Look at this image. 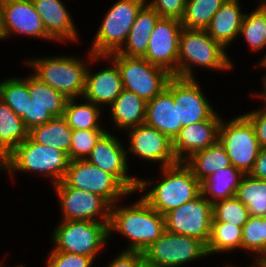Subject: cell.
I'll return each instance as SVG.
<instances>
[{
    "instance_id": "cell-1",
    "label": "cell",
    "mask_w": 266,
    "mask_h": 267,
    "mask_svg": "<svg viewBox=\"0 0 266 267\" xmlns=\"http://www.w3.org/2000/svg\"><path fill=\"white\" fill-rule=\"evenodd\" d=\"M135 197L134 202L124 204L126 197L111 206L109 241L118 233L128 244L121 250L143 252L165 232V220L138 193Z\"/></svg>"
},
{
    "instance_id": "cell-2",
    "label": "cell",
    "mask_w": 266,
    "mask_h": 267,
    "mask_svg": "<svg viewBox=\"0 0 266 267\" xmlns=\"http://www.w3.org/2000/svg\"><path fill=\"white\" fill-rule=\"evenodd\" d=\"M157 171L158 177L138 176L136 193L163 216L200 195V182L184 162Z\"/></svg>"
},
{
    "instance_id": "cell-3",
    "label": "cell",
    "mask_w": 266,
    "mask_h": 267,
    "mask_svg": "<svg viewBox=\"0 0 266 267\" xmlns=\"http://www.w3.org/2000/svg\"><path fill=\"white\" fill-rule=\"evenodd\" d=\"M87 51L85 58L83 55L59 53L28 57L26 60L23 57L21 63L28 70L31 69V74L40 82L53 87L67 99L82 98L90 60L95 56L91 51Z\"/></svg>"
},
{
    "instance_id": "cell-4",
    "label": "cell",
    "mask_w": 266,
    "mask_h": 267,
    "mask_svg": "<svg viewBox=\"0 0 266 267\" xmlns=\"http://www.w3.org/2000/svg\"><path fill=\"white\" fill-rule=\"evenodd\" d=\"M69 162L64 151L40 145L28 137L2 160L0 173H7L13 183L19 172L23 175L30 173L36 178L48 179L52 187L62 181Z\"/></svg>"
},
{
    "instance_id": "cell-5",
    "label": "cell",
    "mask_w": 266,
    "mask_h": 267,
    "mask_svg": "<svg viewBox=\"0 0 266 267\" xmlns=\"http://www.w3.org/2000/svg\"><path fill=\"white\" fill-rule=\"evenodd\" d=\"M228 53L206 30L183 28L179 36L177 77L196 79V69L200 67L214 74L233 72L236 65Z\"/></svg>"
},
{
    "instance_id": "cell-6",
    "label": "cell",
    "mask_w": 266,
    "mask_h": 267,
    "mask_svg": "<svg viewBox=\"0 0 266 267\" xmlns=\"http://www.w3.org/2000/svg\"><path fill=\"white\" fill-rule=\"evenodd\" d=\"M108 225L104 222L59 220L50 233V251L81 254L99 262L98 256L101 257L102 252L108 248Z\"/></svg>"
},
{
    "instance_id": "cell-7",
    "label": "cell",
    "mask_w": 266,
    "mask_h": 267,
    "mask_svg": "<svg viewBox=\"0 0 266 267\" xmlns=\"http://www.w3.org/2000/svg\"><path fill=\"white\" fill-rule=\"evenodd\" d=\"M145 4V0H115L105 15H102L100 26L87 49L95 56H108L118 52Z\"/></svg>"
},
{
    "instance_id": "cell-8",
    "label": "cell",
    "mask_w": 266,
    "mask_h": 267,
    "mask_svg": "<svg viewBox=\"0 0 266 267\" xmlns=\"http://www.w3.org/2000/svg\"><path fill=\"white\" fill-rule=\"evenodd\" d=\"M224 118L219 126L218 141L224 146L233 167L249 174L261 146L251 121L242 113Z\"/></svg>"
},
{
    "instance_id": "cell-9",
    "label": "cell",
    "mask_w": 266,
    "mask_h": 267,
    "mask_svg": "<svg viewBox=\"0 0 266 267\" xmlns=\"http://www.w3.org/2000/svg\"><path fill=\"white\" fill-rule=\"evenodd\" d=\"M108 57L119 69L123 89L134 92L146 102L160 94L172 77L166 69L151 64L144 57H128L117 52Z\"/></svg>"
},
{
    "instance_id": "cell-10",
    "label": "cell",
    "mask_w": 266,
    "mask_h": 267,
    "mask_svg": "<svg viewBox=\"0 0 266 267\" xmlns=\"http://www.w3.org/2000/svg\"><path fill=\"white\" fill-rule=\"evenodd\" d=\"M62 182L79 190L92 192L102 197L110 206L128 197L131 193L114 175L103 171L87 160H71Z\"/></svg>"
},
{
    "instance_id": "cell-11",
    "label": "cell",
    "mask_w": 266,
    "mask_h": 267,
    "mask_svg": "<svg viewBox=\"0 0 266 267\" xmlns=\"http://www.w3.org/2000/svg\"><path fill=\"white\" fill-rule=\"evenodd\" d=\"M142 253L147 262L159 267H188L193 262L199 263L209 257L207 245L203 241L168 231Z\"/></svg>"
},
{
    "instance_id": "cell-12",
    "label": "cell",
    "mask_w": 266,
    "mask_h": 267,
    "mask_svg": "<svg viewBox=\"0 0 266 267\" xmlns=\"http://www.w3.org/2000/svg\"><path fill=\"white\" fill-rule=\"evenodd\" d=\"M125 134V139L128 140L126 152L130 166L134 157L140 160L139 162L143 161V164H153L152 167L157 164L159 168L178 162L173 151V141L154 127L144 123L127 130L124 136ZM130 158L132 161H129Z\"/></svg>"
},
{
    "instance_id": "cell-13",
    "label": "cell",
    "mask_w": 266,
    "mask_h": 267,
    "mask_svg": "<svg viewBox=\"0 0 266 267\" xmlns=\"http://www.w3.org/2000/svg\"><path fill=\"white\" fill-rule=\"evenodd\" d=\"M0 28L5 41L22 36L58 44L46 32L31 0H0Z\"/></svg>"
},
{
    "instance_id": "cell-14",
    "label": "cell",
    "mask_w": 266,
    "mask_h": 267,
    "mask_svg": "<svg viewBox=\"0 0 266 267\" xmlns=\"http://www.w3.org/2000/svg\"><path fill=\"white\" fill-rule=\"evenodd\" d=\"M59 204L60 220L109 223L111 206L100 196L71 188L62 181L52 186Z\"/></svg>"
},
{
    "instance_id": "cell-15",
    "label": "cell",
    "mask_w": 266,
    "mask_h": 267,
    "mask_svg": "<svg viewBox=\"0 0 266 267\" xmlns=\"http://www.w3.org/2000/svg\"><path fill=\"white\" fill-rule=\"evenodd\" d=\"M124 141L120 139V135L107 130L86 160L114 175L131 193H135L138 189L139 177L131 173Z\"/></svg>"
},
{
    "instance_id": "cell-16",
    "label": "cell",
    "mask_w": 266,
    "mask_h": 267,
    "mask_svg": "<svg viewBox=\"0 0 266 267\" xmlns=\"http://www.w3.org/2000/svg\"><path fill=\"white\" fill-rule=\"evenodd\" d=\"M165 231L186 235L206 245L211 235L212 204L201 194L164 215Z\"/></svg>"
},
{
    "instance_id": "cell-17",
    "label": "cell",
    "mask_w": 266,
    "mask_h": 267,
    "mask_svg": "<svg viewBox=\"0 0 266 267\" xmlns=\"http://www.w3.org/2000/svg\"><path fill=\"white\" fill-rule=\"evenodd\" d=\"M198 78L173 76V99L177 106L178 134L180 129L210 119L217 111L209 101Z\"/></svg>"
},
{
    "instance_id": "cell-18",
    "label": "cell",
    "mask_w": 266,
    "mask_h": 267,
    "mask_svg": "<svg viewBox=\"0 0 266 267\" xmlns=\"http://www.w3.org/2000/svg\"><path fill=\"white\" fill-rule=\"evenodd\" d=\"M183 29L181 21L174 18H160L156 23L143 56L151 64L166 69L177 77L179 36Z\"/></svg>"
},
{
    "instance_id": "cell-19",
    "label": "cell",
    "mask_w": 266,
    "mask_h": 267,
    "mask_svg": "<svg viewBox=\"0 0 266 267\" xmlns=\"http://www.w3.org/2000/svg\"><path fill=\"white\" fill-rule=\"evenodd\" d=\"M107 63L99 68V63ZM94 64V65H93ZM95 66V70L94 67ZM96 67L98 69L96 70ZM123 90L121 75L117 65L108 56H94L86 73L83 98L106 110Z\"/></svg>"
},
{
    "instance_id": "cell-20",
    "label": "cell",
    "mask_w": 266,
    "mask_h": 267,
    "mask_svg": "<svg viewBox=\"0 0 266 267\" xmlns=\"http://www.w3.org/2000/svg\"><path fill=\"white\" fill-rule=\"evenodd\" d=\"M46 32L58 43L79 44L81 34L64 0H31Z\"/></svg>"
},
{
    "instance_id": "cell-21",
    "label": "cell",
    "mask_w": 266,
    "mask_h": 267,
    "mask_svg": "<svg viewBox=\"0 0 266 267\" xmlns=\"http://www.w3.org/2000/svg\"><path fill=\"white\" fill-rule=\"evenodd\" d=\"M222 120L217 111L210 119L182 127L173 140V151L178 162H184L195 152L215 144L219 139Z\"/></svg>"
},
{
    "instance_id": "cell-22",
    "label": "cell",
    "mask_w": 266,
    "mask_h": 267,
    "mask_svg": "<svg viewBox=\"0 0 266 267\" xmlns=\"http://www.w3.org/2000/svg\"><path fill=\"white\" fill-rule=\"evenodd\" d=\"M147 102L141 97L137 96L134 92L122 90L120 95L114 100V102L105 110L110 118L108 120L112 122L108 126L111 129L108 131H116L119 134L125 133L127 130L137 127L138 125L145 123ZM109 109V110H108ZM113 129V130H112ZM118 131V132H117Z\"/></svg>"
},
{
    "instance_id": "cell-23",
    "label": "cell",
    "mask_w": 266,
    "mask_h": 267,
    "mask_svg": "<svg viewBox=\"0 0 266 267\" xmlns=\"http://www.w3.org/2000/svg\"><path fill=\"white\" fill-rule=\"evenodd\" d=\"M240 2L241 0H225L205 29L216 42L220 43L228 51V48H231L238 40L246 13L243 9L244 6Z\"/></svg>"
},
{
    "instance_id": "cell-24",
    "label": "cell",
    "mask_w": 266,
    "mask_h": 267,
    "mask_svg": "<svg viewBox=\"0 0 266 267\" xmlns=\"http://www.w3.org/2000/svg\"><path fill=\"white\" fill-rule=\"evenodd\" d=\"M145 124L154 127L172 141L178 135L177 106L173 99V76L160 94L147 101Z\"/></svg>"
},
{
    "instance_id": "cell-25",
    "label": "cell",
    "mask_w": 266,
    "mask_h": 267,
    "mask_svg": "<svg viewBox=\"0 0 266 267\" xmlns=\"http://www.w3.org/2000/svg\"><path fill=\"white\" fill-rule=\"evenodd\" d=\"M160 15L147 3L141 8L128 37L118 54L128 57H143L146 54L150 35Z\"/></svg>"
},
{
    "instance_id": "cell-26",
    "label": "cell",
    "mask_w": 266,
    "mask_h": 267,
    "mask_svg": "<svg viewBox=\"0 0 266 267\" xmlns=\"http://www.w3.org/2000/svg\"><path fill=\"white\" fill-rule=\"evenodd\" d=\"M105 116L101 106L83 97L68 99L63 113L64 119L72 130H107L108 126L102 119Z\"/></svg>"
},
{
    "instance_id": "cell-27",
    "label": "cell",
    "mask_w": 266,
    "mask_h": 267,
    "mask_svg": "<svg viewBox=\"0 0 266 267\" xmlns=\"http://www.w3.org/2000/svg\"><path fill=\"white\" fill-rule=\"evenodd\" d=\"M256 7L245 13L239 37L247 48L254 53L266 50V0H255ZM266 52V51H265ZM266 58V53L258 59L254 66L259 65Z\"/></svg>"
},
{
    "instance_id": "cell-28",
    "label": "cell",
    "mask_w": 266,
    "mask_h": 267,
    "mask_svg": "<svg viewBox=\"0 0 266 267\" xmlns=\"http://www.w3.org/2000/svg\"><path fill=\"white\" fill-rule=\"evenodd\" d=\"M245 174L232 165L209 175L200 181V194L212 205L234 197Z\"/></svg>"
},
{
    "instance_id": "cell-29",
    "label": "cell",
    "mask_w": 266,
    "mask_h": 267,
    "mask_svg": "<svg viewBox=\"0 0 266 267\" xmlns=\"http://www.w3.org/2000/svg\"><path fill=\"white\" fill-rule=\"evenodd\" d=\"M29 137V130L17 114L0 99V159Z\"/></svg>"
},
{
    "instance_id": "cell-30",
    "label": "cell",
    "mask_w": 266,
    "mask_h": 267,
    "mask_svg": "<svg viewBox=\"0 0 266 267\" xmlns=\"http://www.w3.org/2000/svg\"><path fill=\"white\" fill-rule=\"evenodd\" d=\"M184 163L191 169L199 182L217 170L232 165L224 146L219 141L195 152Z\"/></svg>"
},
{
    "instance_id": "cell-31",
    "label": "cell",
    "mask_w": 266,
    "mask_h": 267,
    "mask_svg": "<svg viewBox=\"0 0 266 267\" xmlns=\"http://www.w3.org/2000/svg\"><path fill=\"white\" fill-rule=\"evenodd\" d=\"M72 128L63 116L53 117L45 124L29 130V137L36 143L69 153L72 142Z\"/></svg>"
},
{
    "instance_id": "cell-32",
    "label": "cell",
    "mask_w": 266,
    "mask_h": 267,
    "mask_svg": "<svg viewBox=\"0 0 266 267\" xmlns=\"http://www.w3.org/2000/svg\"><path fill=\"white\" fill-rule=\"evenodd\" d=\"M241 245L242 227L226 222H211V235L207 244L209 259L215 255L232 256V252L239 253Z\"/></svg>"
},
{
    "instance_id": "cell-33",
    "label": "cell",
    "mask_w": 266,
    "mask_h": 267,
    "mask_svg": "<svg viewBox=\"0 0 266 267\" xmlns=\"http://www.w3.org/2000/svg\"><path fill=\"white\" fill-rule=\"evenodd\" d=\"M235 197L247 207L250 216H266V180L245 174Z\"/></svg>"
},
{
    "instance_id": "cell-34",
    "label": "cell",
    "mask_w": 266,
    "mask_h": 267,
    "mask_svg": "<svg viewBox=\"0 0 266 267\" xmlns=\"http://www.w3.org/2000/svg\"><path fill=\"white\" fill-rule=\"evenodd\" d=\"M0 99L22 118L26 112L27 101L32 99L28 92V74L27 77L13 74L0 80Z\"/></svg>"
},
{
    "instance_id": "cell-35",
    "label": "cell",
    "mask_w": 266,
    "mask_h": 267,
    "mask_svg": "<svg viewBox=\"0 0 266 267\" xmlns=\"http://www.w3.org/2000/svg\"><path fill=\"white\" fill-rule=\"evenodd\" d=\"M225 0H186L181 24L186 29L205 30Z\"/></svg>"
},
{
    "instance_id": "cell-36",
    "label": "cell",
    "mask_w": 266,
    "mask_h": 267,
    "mask_svg": "<svg viewBox=\"0 0 266 267\" xmlns=\"http://www.w3.org/2000/svg\"><path fill=\"white\" fill-rule=\"evenodd\" d=\"M29 96L36 103L46 107L54 117L63 116L67 98L48 84L40 82L30 72L28 74Z\"/></svg>"
},
{
    "instance_id": "cell-37",
    "label": "cell",
    "mask_w": 266,
    "mask_h": 267,
    "mask_svg": "<svg viewBox=\"0 0 266 267\" xmlns=\"http://www.w3.org/2000/svg\"><path fill=\"white\" fill-rule=\"evenodd\" d=\"M252 259L250 263L254 264L263 257V217L250 216L242 227V245L241 253Z\"/></svg>"
},
{
    "instance_id": "cell-38",
    "label": "cell",
    "mask_w": 266,
    "mask_h": 267,
    "mask_svg": "<svg viewBox=\"0 0 266 267\" xmlns=\"http://www.w3.org/2000/svg\"><path fill=\"white\" fill-rule=\"evenodd\" d=\"M249 217L247 207L235 196L212 205L211 222H226L231 225L243 227Z\"/></svg>"
},
{
    "instance_id": "cell-39",
    "label": "cell",
    "mask_w": 266,
    "mask_h": 267,
    "mask_svg": "<svg viewBox=\"0 0 266 267\" xmlns=\"http://www.w3.org/2000/svg\"><path fill=\"white\" fill-rule=\"evenodd\" d=\"M107 130H73L69 160H86L98 140Z\"/></svg>"
},
{
    "instance_id": "cell-40",
    "label": "cell",
    "mask_w": 266,
    "mask_h": 267,
    "mask_svg": "<svg viewBox=\"0 0 266 267\" xmlns=\"http://www.w3.org/2000/svg\"><path fill=\"white\" fill-rule=\"evenodd\" d=\"M46 256L45 267H96L97 264L92 257L62 251H49Z\"/></svg>"
},
{
    "instance_id": "cell-41",
    "label": "cell",
    "mask_w": 266,
    "mask_h": 267,
    "mask_svg": "<svg viewBox=\"0 0 266 267\" xmlns=\"http://www.w3.org/2000/svg\"><path fill=\"white\" fill-rule=\"evenodd\" d=\"M161 18L181 20L186 6V0H145Z\"/></svg>"
},
{
    "instance_id": "cell-42",
    "label": "cell",
    "mask_w": 266,
    "mask_h": 267,
    "mask_svg": "<svg viewBox=\"0 0 266 267\" xmlns=\"http://www.w3.org/2000/svg\"><path fill=\"white\" fill-rule=\"evenodd\" d=\"M54 116L46 110V107L36 103L34 100L27 101L26 112L21 118L26 128L42 125L50 121Z\"/></svg>"
},
{
    "instance_id": "cell-43",
    "label": "cell",
    "mask_w": 266,
    "mask_h": 267,
    "mask_svg": "<svg viewBox=\"0 0 266 267\" xmlns=\"http://www.w3.org/2000/svg\"><path fill=\"white\" fill-rule=\"evenodd\" d=\"M242 113L251 121L261 148H266V106Z\"/></svg>"
},
{
    "instance_id": "cell-44",
    "label": "cell",
    "mask_w": 266,
    "mask_h": 267,
    "mask_svg": "<svg viewBox=\"0 0 266 267\" xmlns=\"http://www.w3.org/2000/svg\"><path fill=\"white\" fill-rule=\"evenodd\" d=\"M110 259L103 267H138L144 257L142 252L121 250Z\"/></svg>"
},
{
    "instance_id": "cell-45",
    "label": "cell",
    "mask_w": 266,
    "mask_h": 267,
    "mask_svg": "<svg viewBox=\"0 0 266 267\" xmlns=\"http://www.w3.org/2000/svg\"><path fill=\"white\" fill-rule=\"evenodd\" d=\"M250 176L266 180V148H261L254 167L249 173Z\"/></svg>"
},
{
    "instance_id": "cell-46",
    "label": "cell",
    "mask_w": 266,
    "mask_h": 267,
    "mask_svg": "<svg viewBox=\"0 0 266 267\" xmlns=\"http://www.w3.org/2000/svg\"><path fill=\"white\" fill-rule=\"evenodd\" d=\"M261 89L262 90H259L258 92H251L249 93L250 94V98L251 99H254L256 98L257 100H259L263 103H261L262 105L266 106V71L263 72V76L261 77ZM252 96V97H251Z\"/></svg>"
},
{
    "instance_id": "cell-47",
    "label": "cell",
    "mask_w": 266,
    "mask_h": 267,
    "mask_svg": "<svg viewBox=\"0 0 266 267\" xmlns=\"http://www.w3.org/2000/svg\"><path fill=\"white\" fill-rule=\"evenodd\" d=\"M266 256V216H263V257Z\"/></svg>"
},
{
    "instance_id": "cell-48",
    "label": "cell",
    "mask_w": 266,
    "mask_h": 267,
    "mask_svg": "<svg viewBox=\"0 0 266 267\" xmlns=\"http://www.w3.org/2000/svg\"><path fill=\"white\" fill-rule=\"evenodd\" d=\"M227 263H228V262L224 263L225 265L222 264L223 267H238V265H235V264H232V263L230 264V262H229L228 264H227ZM243 264H244V265H243ZM242 265L245 266V267H256L255 264H252V263H249V264H247V265H245V263H242L241 266H239V267H243Z\"/></svg>"
},
{
    "instance_id": "cell-49",
    "label": "cell",
    "mask_w": 266,
    "mask_h": 267,
    "mask_svg": "<svg viewBox=\"0 0 266 267\" xmlns=\"http://www.w3.org/2000/svg\"><path fill=\"white\" fill-rule=\"evenodd\" d=\"M254 264L256 267H266V256L258 259Z\"/></svg>"
},
{
    "instance_id": "cell-50",
    "label": "cell",
    "mask_w": 266,
    "mask_h": 267,
    "mask_svg": "<svg viewBox=\"0 0 266 267\" xmlns=\"http://www.w3.org/2000/svg\"><path fill=\"white\" fill-rule=\"evenodd\" d=\"M4 258H5V256H3V260H1L0 261V267H9V266H7V264H4V261H6V259L4 260ZM26 263H17L15 266H12V267H26V266H28V265H25Z\"/></svg>"
},
{
    "instance_id": "cell-51",
    "label": "cell",
    "mask_w": 266,
    "mask_h": 267,
    "mask_svg": "<svg viewBox=\"0 0 266 267\" xmlns=\"http://www.w3.org/2000/svg\"><path fill=\"white\" fill-rule=\"evenodd\" d=\"M138 267H159V266L158 265H155V264H151V263L147 262L145 259H143L139 263Z\"/></svg>"
},
{
    "instance_id": "cell-52",
    "label": "cell",
    "mask_w": 266,
    "mask_h": 267,
    "mask_svg": "<svg viewBox=\"0 0 266 267\" xmlns=\"http://www.w3.org/2000/svg\"><path fill=\"white\" fill-rule=\"evenodd\" d=\"M253 68H255L257 70V68L266 71V58L259 64L256 66H253Z\"/></svg>"
},
{
    "instance_id": "cell-53",
    "label": "cell",
    "mask_w": 266,
    "mask_h": 267,
    "mask_svg": "<svg viewBox=\"0 0 266 267\" xmlns=\"http://www.w3.org/2000/svg\"><path fill=\"white\" fill-rule=\"evenodd\" d=\"M0 41H3L2 33H1V28H0Z\"/></svg>"
}]
</instances>
